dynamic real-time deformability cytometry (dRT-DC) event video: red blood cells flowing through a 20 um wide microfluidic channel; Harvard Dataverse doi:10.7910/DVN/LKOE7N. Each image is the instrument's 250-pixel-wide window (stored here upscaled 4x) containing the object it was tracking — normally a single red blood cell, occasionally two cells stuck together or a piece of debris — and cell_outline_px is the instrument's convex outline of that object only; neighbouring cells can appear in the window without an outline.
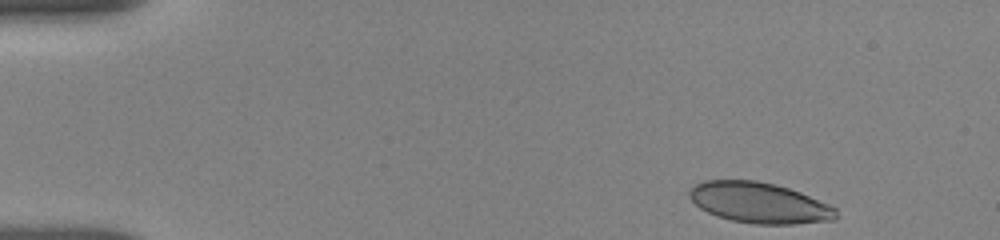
{"species": "human", "species_latin": "Homo sapiens", "temperature_condition": "room temperature", "stored_images_in_passage": 9, "camera_frame_rate_fps": 3000, "um_per_image_px": 0.085, "donor": {"sex": "female"}, "frame": {"image": 1, "passage_image": 1, "time_ms": 0.0, "image_size_px": [1000, 240], "cell_outline_px": [[836, 216], [832, 220], [792, 224], [756, 224], [732, 220], [716, 216], [700, 208], [688, 196], [688, 192], [696, 184], [704, 180], [756, 180], [776, 184], [800, 192], [828, 204], [836, 208]], "centroid_in_image_um": [64.51, 17.23], "position_along_channel_um": 20.5, "area_um2": 34.56}}
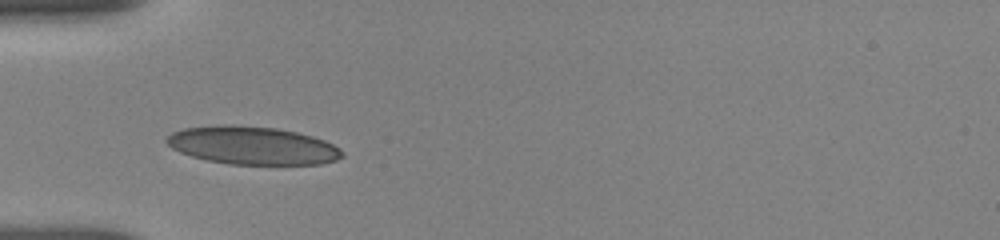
{"frame": {"image": 2, "passage_image": 6, "time_ms": 3.667, "image_size_px": [1000, 240], "cell_outline_px": [[344, 156], [336, 160], [320, 164], [228, 164], [208, 160], [192, 156], [180, 152], [172, 148], [164, 140], [172, 132], [184, 128], [220, 124], [232, 124], [276, 128], [296, 132], [312, 136], [324, 140], [340, 148], [344, 152]], "centroid_in_image_um": [21.45, 12.36], "position_along_channel_um": 63.5, "area_um2": 38.96}}
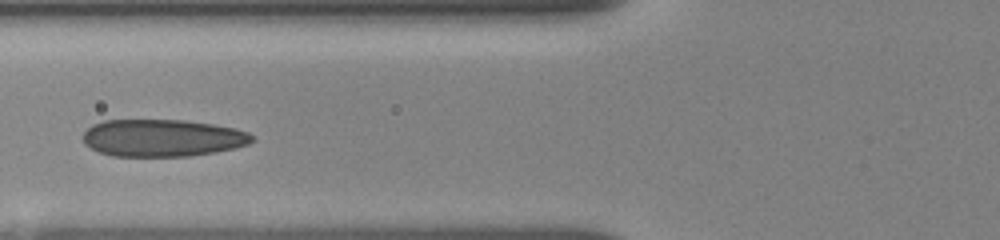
{"frame": {"image": 3, "passage_image": 8, "time_ms": 5.0, "image_size_px": [1000, 240], "cell_outline_px": [[252, 140], [248, 144], [236, 148], [216, 152], [188, 156], [112, 156], [100, 152], [84, 144], [84, 132], [92, 124], [104, 120], [184, 120], [212, 124], [236, 128], [248, 132], [252, 136]], "centroid_in_image_um": [13.81, 11.72], "position_along_channel_um": 112.0, "area_um2": 36.7}}